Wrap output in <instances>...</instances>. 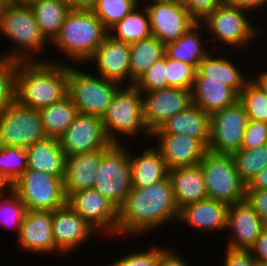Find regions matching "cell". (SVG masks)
<instances>
[{
	"label": "cell",
	"mask_w": 267,
	"mask_h": 266,
	"mask_svg": "<svg viewBox=\"0 0 267 266\" xmlns=\"http://www.w3.org/2000/svg\"><path fill=\"white\" fill-rule=\"evenodd\" d=\"M178 216L169 176L148 187H132L118 208L117 235L149 231Z\"/></svg>",
	"instance_id": "6da1fadb"
},
{
	"label": "cell",
	"mask_w": 267,
	"mask_h": 266,
	"mask_svg": "<svg viewBox=\"0 0 267 266\" xmlns=\"http://www.w3.org/2000/svg\"><path fill=\"white\" fill-rule=\"evenodd\" d=\"M68 65L47 62H19L16 101L39 111L67 96Z\"/></svg>",
	"instance_id": "7a4b0ae2"
},
{
	"label": "cell",
	"mask_w": 267,
	"mask_h": 266,
	"mask_svg": "<svg viewBox=\"0 0 267 266\" xmlns=\"http://www.w3.org/2000/svg\"><path fill=\"white\" fill-rule=\"evenodd\" d=\"M107 35L108 30L91 10H71L52 45L72 62L82 63L90 60Z\"/></svg>",
	"instance_id": "3957f363"
},
{
	"label": "cell",
	"mask_w": 267,
	"mask_h": 266,
	"mask_svg": "<svg viewBox=\"0 0 267 266\" xmlns=\"http://www.w3.org/2000/svg\"><path fill=\"white\" fill-rule=\"evenodd\" d=\"M0 31L8 39H12L20 46L11 50V53L0 56V59L20 62L36 61L29 54L41 52L42 47L44 48L45 43H47V40L40 32L30 7H18L8 4L0 12Z\"/></svg>",
	"instance_id": "277c9868"
},
{
	"label": "cell",
	"mask_w": 267,
	"mask_h": 266,
	"mask_svg": "<svg viewBox=\"0 0 267 266\" xmlns=\"http://www.w3.org/2000/svg\"><path fill=\"white\" fill-rule=\"evenodd\" d=\"M208 199L228 205L245 199L246 184L241 180L231 154L207 151L199 162Z\"/></svg>",
	"instance_id": "5b68a950"
},
{
	"label": "cell",
	"mask_w": 267,
	"mask_h": 266,
	"mask_svg": "<svg viewBox=\"0 0 267 266\" xmlns=\"http://www.w3.org/2000/svg\"><path fill=\"white\" fill-rule=\"evenodd\" d=\"M121 145L112 143L102 150L94 187L117 208L123 204L132 189L129 153Z\"/></svg>",
	"instance_id": "8992f818"
},
{
	"label": "cell",
	"mask_w": 267,
	"mask_h": 266,
	"mask_svg": "<svg viewBox=\"0 0 267 266\" xmlns=\"http://www.w3.org/2000/svg\"><path fill=\"white\" fill-rule=\"evenodd\" d=\"M101 120L112 143H120L115 136L117 132L135 137L142 129L144 134L151 135L143 121L142 94L133 85L116 91Z\"/></svg>",
	"instance_id": "52a82bcc"
},
{
	"label": "cell",
	"mask_w": 267,
	"mask_h": 266,
	"mask_svg": "<svg viewBox=\"0 0 267 266\" xmlns=\"http://www.w3.org/2000/svg\"><path fill=\"white\" fill-rule=\"evenodd\" d=\"M63 178L42 171L25 170L10 187L27 210L52 212L66 204Z\"/></svg>",
	"instance_id": "ba28073f"
},
{
	"label": "cell",
	"mask_w": 267,
	"mask_h": 266,
	"mask_svg": "<svg viewBox=\"0 0 267 266\" xmlns=\"http://www.w3.org/2000/svg\"><path fill=\"white\" fill-rule=\"evenodd\" d=\"M119 86L121 87L117 82L101 76L98 79L68 65L67 95L76 106L78 113L102 118Z\"/></svg>",
	"instance_id": "9c48e42d"
},
{
	"label": "cell",
	"mask_w": 267,
	"mask_h": 266,
	"mask_svg": "<svg viewBox=\"0 0 267 266\" xmlns=\"http://www.w3.org/2000/svg\"><path fill=\"white\" fill-rule=\"evenodd\" d=\"M46 137L39 111L15 101L0 114V146L26 149Z\"/></svg>",
	"instance_id": "30bf717a"
},
{
	"label": "cell",
	"mask_w": 267,
	"mask_h": 266,
	"mask_svg": "<svg viewBox=\"0 0 267 266\" xmlns=\"http://www.w3.org/2000/svg\"><path fill=\"white\" fill-rule=\"evenodd\" d=\"M247 122L248 116L239 100L234 105L211 114L208 151L232 154L239 150Z\"/></svg>",
	"instance_id": "8fae6325"
},
{
	"label": "cell",
	"mask_w": 267,
	"mask_h": 266,
	"mask_svg": "<svg viewBox=\"0 0 267 266\" xmlns=\"http://www.w3.org/2000/svg\"><path fill=\"white\" fill-rule=\"evenodd\" d=\"M151 34L164 45L176 41L197 21L184 7L182 0H154L146 6Z\"/></svg>",
	"instance_id": "7c38bea8"
},
{
	"label": "cell",
	"mask_w": 267,
	"mask_h": 266,
	"mask_svg": "<svg viewBox=\"0 0 267 266\" xmlns=\"http://www.w3.org/2000/svg\"><path fill=\"white\" fill-rule=\"evenodd\" d=\"M245 12L248 11L221 3L201 21V24L208 27L222 44L239 48V46L246 45L257 33Z\"/></svg>",
	"instance_id": "4fadbf2b"
},
{
	"label": "cell",
	"mask_w": 267,
	"mask_h": 266,
	"mask_svg": "<svg viewBox=\"0 0 267 266\" xmlns=\"http://www.w3.org/2000/svg\"><path fill=\"white\" fill-rule=\"evenodd\" d=\"M66 157L108 148V139L100 117L78 113L66 131L58 138Z\"/></svg>",
	"instance_id": "5bb4252c"
},
{
	"label": "cell",
	"mask_w": 267,
	"mask_h": 266,
	"mask_svg": "<svg viewBox=\"0 0 267 266\" xmlns=\"http://www.w3.org/2000/svg\"><path fill=\"white\" fill-rule=\"evenodd\" d=\"M141 94H146L142 96L143 121L151 134L168 119L192 104L189 89L169 87Z\"/></svg>",
	"instance_id": "9a60e30c"
},
{
	"label": "cell",
	"mask_w": 267,
	"mask_h": 266,
	"mask_svg": "<svg viewBox=\"0 0 267 266\" xmlns=\"http://www.w3.org/2000/svg\"><path fill=\"white\" fill-rule=\"evenodd\" d=\"M68 204L93 229L106 234L117 235L118 208L103 197L95 188L72 193L67 199Z\"/></svg>",
	"instance_id": "2e32d148"
},
{
	"label": "cell",
	"mask_w": 267,
	"mask_h": 266,
	"mask_svg": "<svg viewBox=\"0 0 267 266\" xmlns=\"http://www.w3.org/2000/svg\"><path fill=\"white\" fill-rule=\"evenodd\" d=\"M265 227L266 223L246 199L230 204L227 211L226 228L232 229L233 238H230L226 247L232 250L249 251Z\"/></svg>",
	"instance_id": "e0dca14e"
},
{
	"label": "cell",
	"mask_w": 267,
	"mask_h": 266,
	"mask_svg": "<svg viewBox=\"0 0 267 266\" xmlns=\"http://www.w3.org/2000/svg\"><path fill=\"white\" fill-rule=\"evenodd\" d=\"M93 229L68 204L52 211V232L59 253L77 248L90 237Z\"/></svg>",
	"instance_id": "ac0fdd59"
},
{
	"label": "cell",
	"mask_w": 267,
	"mask_h": 266,
	"mask_svg": "<svg viewBox=\"0 0 267 266\" xmlns=\"http://www.w3.org/2000/svg\"><path fill=\"white\" fill-rule=\"evenodd\" d=\"M96 61L99 76L123 84L130 81V44L113 39L109 34L96 48L89 61Z\"/></svg>",
	"instance_id": "d6986e66"
},
{
	"label": "cell",
	"mask_w": 267,
	"mask_h": 266,
	"mask_svg": "<svg viewBox=\"0 0 267 266\" xmlns=\"http://www.w3.org/2000/svg\"><path fill=\"white\" fill-rule=\"evenodd\" d=\"M159 139L157 149L170 169L199 164L207 147L199 140L181 134H151Z\"/></svg>",
	"instance_id": "ffe728a7"
},
{
	"label": "cell",
	"mask_w": 267,
	"mask_h": 266,
	"mask_svg": "<svg viewBox=\"0 0 267 266\" xmlns=\"http://www.w3.org/2000/svg\"><path fill=\"white\" fill-rule=\"evenodd\" d=\"M17 239L19 245L29 252L56 253L58 249L52 232V212L27 210Z\"/></svg>",
	"instance_id": "44dd1931"
},
{
	"label": "cell",
	"mask_w": 267,
	"mask_h": 266,
	"mask_svg": "<svg viewBox=\"0 0 267 266\" xmlns=\"http://www.w3.org/2000/svg\"><path fill=\"white\" fill-rule=\"evenodd\" d=\"M102 150L66 157L63 188L66 199L74 192L95 187Z\"/></svg>",
	"instance_id": "7402d4cb"
},
{
	"label": "cell",
	"mask_w": 267,
	"mask_h": 266,
	"mask_svg": "<svg viewBox=\"0 0 267 266\" xmlns=\"http://www.w3.org/2000/svg\"><path fill=\"white\" fill-rule=\"evenodd\" d=\"M152 134H181L199 139L206 147L210 141V114L191 104L177 113Z\"/></svg>",
	"instance_id": "603a6c76"
},
{
	"label": "cell",
	"mask_w": 267,
	"mask_h": 266,
	"mask_svg": "<svg viewBox=\"0 0 267 266\" xmlns=\"http://www.w3.org/2000/svg\"><path fill=\"white\" fill-rule=\"evenodd\" d=\"M228 204L204 199L185 205L179 209L178 221L188 223L198 230H220L227 227Z\"/></svg>",
	"instance_id": "cb8c5ba5"
},
{
	"label": "cell",
	"mask_w": 267,
	"mask_h": 266,
	"mask_svg": "<svg viewBox=\"0 0 267 266\" xmlns=\"http://www.w3.org/2000/svg\"><path fill=\"white\" fill-rule=\"evenodd\" d=\"M168 176L179 209L187 204L208 198L203 172L199 164L170 169Z\"/></svg>",
	"instance_id": "d4e9b609"
},
{
	"label": "cell",
	"mask_w": 267,
	"mask_h": 266,
	"mask_svg": "<svg viewBox=\"0 0 267 266\" xmlns=\"http://www.w3.org/2000/svg\"><path fill=\"white\" fill-rule=\"evenodd\" d=\"M191 95L192 104L210 115L239 100V95L232 88L208 78H195Z\"/></svg>",
	"instance_id": "484cf974"
},
{
	"label": "cell",
	"mask_w": 267,
	"mask_h": 266,
	"mask_svg": "<svg viewBox=\"0 0 267 266\" xmlns=\"http://www.w3.org/2000/svg\"><path fill=\"white\" fill-rule=\"evenodd\" d=\"M27 169L42 171L54 176H64L66 156L59 140L46 137L26 148Z\"/></svg>",
	"instance_id": "4316f807"
},
{
	"label": "cell",
	"mask_w": 267,
	"mask_h": 266,
	"mask_svg": "<svg viewBox=\"0 0 267 266\" xmlns=\"http://www.w3.org/2000/svg\"><path fill=\"white\" fill-rule=\"evenodd\" d=\"M131 164L132 187L144 188L153 185L169 175V168L161 152L152 147L144 150L141 155L129 153Z\"/></svg>",
	"instance_id": "83f0119b"
},
{
	"label": "cell",
	"mask_w": 267,
	"mask_h": 266,
	"mask_svg": "<svg viewBox=\"0 0 267 266\" xmlns=\"http://www.w3.org/2000/svg\"><path fill=\"white\" fill-rule=\"evenodd\" d=\"M195 78L221 81L224 85L232 88L238 95L248 82L232 61L228 58H213L211 54H208L199 63Z\"/></svg>",
	"instance_id": "f1b7e54d"
},
{
	"label": "cell",
	"mask_w": 267,
	"mask_h": 266,
	"mask_svg": "<svg viewBox=\"0 0 267 266\" xmlns=\"http://www.w3.org/2000/svg\"><path fill=\"white\" fill-rule=\"evenodd\" d=\"M201 22H197L186 33L180 36L176 41L165 44L164 55L168 59L182 61L193 65L196 69L199 63L209 54L201 45V36L198 28L202 27Z\"/></svg>",
	"instance_id": "f546056e"
},
{
	"label": "cell",
	"mask_w": 267,
	"mask_h": 266,
	"mask_svg": "<svg viewBox=\"0 0 267 266\" xmlns=\"http://www.w3.org/2000/svg\"><path fill=\"white\" fill-rule=\"evenodd\" d=\"M165 45L156 37L139 40L130 44V83H134L146 73L151 66L164 56Z\"/></svg>",
	"instance_id": "4dcf8cb0"
},
{
	"label": "cell",
	"mask_w": 267,
	"mask_h": 266,
	"mask_svg": "<svg viewBox=\"0 0 267 266\" xmlns=\"http://www.w3.org/2000/svg\"><path fill=\"white\" fill-rule=\"evenodd\" d=\"M30 8L41 34L52 43L71 11L70 6L58 0H40Z\"/></svg>",
	"instance_id": "1f68e13d"
},
{
	"label": "cell",
	"mask_w": 267,
	"mask_h": 266,
	"mask_svg": "<svg viewBox=\"0 0 267 266\" xmlns=\"http://www.w3.org/2000/svg\"><path fill=\"white\" fill-rule=\"evenodd\" d=\"M47 137L59 138L78 115V110L67 95L61 101L39 110Z\"/></svg>",
	"instance_id": "d6a6232c"
},
{
	"label": "cell",
	"mask_w": 267,
	"mask_h": 266,
	"mask_svg": "<svg viewBox=\"0 0 267 266\" xmlns=\"http://www.w3.org/2000/svg\"><path fill=\"white\" fill-rule=\"evenodd\" d=\"M137 8L138 6L108 30V34L113 39L131 44L152 36L146 7L144 6V14H141ZM112 31L117 34L114 35Z\"/></svg>",
	"instance_id": "836d02e7"
},
{
	"label": "cell",
	"mask_w": 267,
	"mask_h": 266,
	"mask_svg": "<svg viewBox=\"0 0 267 266\" xmlns=\"http://www.w3.org/2000/svg\"><path fill=\"white\" fill-rule=\"evenodd\" d=\"M241 180L249 182L267 166V144L254 149H239L231 154Z\"/></svg>",
	"instance_id": "e575fe53"
},
{
	"label": "cell",
	"mask_w": 267,
	"mask_h": 266,
	"mask_svg": "<svg viewBox=\"0 0 267 266\" xmlns=\"http://www.w3.org/2000/svg\"><path fill=\"white\" fill-rule=\"evenodd\" d=\"M27 169L24 148L0 146V178L10 186Z\"/></svg>",
	"instance_id": "d590c367"
},
{
	"label": "cell",
	"mask_w": 267,
	"mask_h": 266,
	"mask_svg": "<svg viewBox=\"0 0 267 266\" xmlns=\"http://www.w3.org/2000/svg\"><path fill=\"white\" fill-rule=\"evenodd\" d=\"M248 80L239 94V102L248 119L267 123V95L252 79Z\"/></svg>",
	"instance_id": "8d00e7d4"
},
{
	"label": "cell",
	"mask_w": 267,
	"mask_h": 266,
	"mask_svg": "<svg viewBox=\"0 0 267 266\" xmlns=\"http://www.w3.org/2000/svg\"><path fill=\"white\" fill-rule=\"evenodd\" d=\"M138 5L139 0H97L91 11L109 30Z\"/></svg>",
	"instance_id": "74e56055"
},
{
	"label": "cell",
	"mask_w": 267,
	"mask_h": 266,
	"mask_svg": "<svg viewBox=\"0 0 267 266\" xmlns=\"http://www.w3.org/2000/svg\"><path fill=\"white\" fill-rule=\"evenodd\" d=\"M19 62L0 59V114L16 101V75Z\"/></svg>",
	"instance_id": "f35d334b"
},
{
	"label": "cell",
	"mask_w": 267,
	"mask_h": 266,
	"mask_svg": "<svg viewBox=\"0 0 267 266\" xmlns=\"http://www.w3.org/2000/svg\"><path fill=\"white\" fill-rule=\"evenodd\" d=\"M165 67L169 87L192 89L197 70L193 65L165 56Z\"/></svg>",
	"instance_id": "ab89813d"
},
{
	"label": "cell",
	"mask_w": 267,
	"mask_h": 266,
	"mask_svg": "<svg viewBox=\"0 0 267 266\" xmlns=\"http://www.w3.org/2000/svg\"><path fill=\"white\" fill-rule=\"evenodd\" d=\"M6 191H9L10 197L6 198L4 195L5 193L3 192L0 194V203L1 201H4L2 205H0V213H4V220L0 219V222H3L4 225H14L13 228L17 229V237L20 232L21 224L24 220V217L26 215L27 209L20 197L16 194V192L9 186L6 188ZM4 196V198L2 197ZM3 199V200H2ZM1 213V214H2ZM3 216V215H2ZM2 223V224H3ZM11 228V227H10Z\"/></svg>",
	"instance_id": "60d3db41"
},
{
	"label": "cell",
	"mask_w": 267,
	"mask_h": 266,
	"mask_svg": "<svg viewBox=\"0 0 267 266\" xmlns=\"http://www.w3.org/2000/svg\"><path fill=\"white\" fill-rule=\"evenodd\" d=\"M165 55L157 60L151 68L135 83L134 87L141 93L169 88L166 79Z\"/></svg>",
	"instance_id": "b9f144b4"
},
{
	"label": "cell",
	"mask_w": 267,
	"mask_h": 266,
	"mask_svg": "<svg viewBox=\"0 0 267 266\" xmlns=\"http://www.w3.org/2000/svg\"><path fill=\"white\" fill-rule=\"evenodd\" d=\"M149 251H141L124 256L114 261L111 266H159L162 257V248L153 246Z\"/></svg>",
	"instance_id": "7bdbcfd3"
},
{
	"label": "cell",
	"mask_w": 267,
	"mask_h": 266,
	"mask_svg": "<svg viewBox=\"0 0 267 266\" xmlns=\"http://www.w3.org/2000/svg\"><path fill=\"white\" fill-rule=\"evenodd\" d=\"M265 144H267V123L248 119L240 148L254 149Z\"/></svg>",
	"instance_id": "ee69618b"
},
{
	"label": "cell",
	"mask_w": 267,
	"mask_h": 266,
	"mask_svg": "<svg viewBox=\"0 0 267 266\" xmlns=\"http://www.w3.org/2000/svg\"><path fill=\"white\" fill-rule=\"evenodd\" d=\"M182 3L190 15L200 22L220 5L222 0H182Z\"/></svg>",
	"instance_id": "f6af8a7d"
},
{
	"label": "cell",
	"mask_w": 267,
	"mask_h": 266,
	"mask_svg": "<svg viewBox=\"0 0 267 266\" xmlns=\"http://www.w3.org/2000/svg\"><path fill=\"white\" fill-rule=\"evenodd\" d=\"M245 199L259 217L267 224V189L246 190Z\"/></svg>",
	"instance_id": "bcb514c9"
},
{
	"label": "cell",
	"mask_w": 267,
	"mask_h": 266,
	"mask_svg": "<svg viewBox=\"0 0 267 266\" xmlns=\"http://www.w3.org/2000/svg\"><path fill=\"white\" fill-rule=\"evenodd\" d=\"M224 266H259L250 251L226 249Z\"/></svg>",
	"instance_id": "7dc6e473"
},
{
	"label": "cell",
	"mask_w": 267,
	"mask_h": 266,
	"mask_svg": "<svg viewBox=\"0 0 267 266\" xmlns=\"http://www.w3.org/2000/svg\"><path fill=\"white\" fill-rule=\"evenodd\" d=\"M249 251L258 265L267 264V226L262 230Z\"/></svg>",
	"instance_id": "c3c4849f"
},
{
	"label": "cell",
	"mask_w": 267,
	"mask_h": 266,
	"mask_svg": "<svg viewBox=\"0 0 267 266\" xmlns=\"http://www.w3.org/2000/svg\"><path fill=\"white\" fill-rule=\"evenodd\" d=\"M222 3L230 6H237L245 10L261 8L267 3V0H222Z\"/></svg>",
	"instance_id": "681fc988"
},
{
	"label": "cell",
	"mask_w": 267,
	"mask_h": 266,
	"mask_svg": "<svg viewBox=\"0 0 267 266\" xmlns=\"http://www.w3.org/2000/svg\"><path fill=\"white\" fill-rule=\"evenodd\" d=\"M176 253H171L162 247V257L159 266H187V263Z\"/></svg>",
	"instance_id": "f907efd6"
},
{
	"label": "cell",
	"mask_w": 267,
	"mask_h": 266,
	"mask_svg": "<svg viewBox=\"0 0 267 266\" xmlns=\"http://www.w3.org/2000/svg\"><path fill=\"white\" fill-rule=\"evenodd\" d=\"M267 189V166L259 172L246 186V190H266Z\"/></svg>",
	"instance_id": "816d5d0a"
},
{
	"label": "cell",
	"mask_w": 267,
	"mask_h": 266,
	"mask_svg": "<svg viewBox=\"0 0 267 266\" xmlns=\"http://www.w3.org/2000/svg\"><path fill=\"white\" fill-rule=\"evenodd\" d=\"M97 0H73L72 10H91Z\"/></svg>",
	"instance_id": "f5cc1de1"
},
{
	"label": "cell",
	"mask_w": 267,
	"mask_h": 266,
	"mask_svg": "<svg viewBox=\"0 0 267 266\" xmlns=\"http://www.w3.org/2000/svg\"><path fill=\"white\" fill-rule=\"evenodd\" d=\"M257 80H253L267 95V72L260 73L257 77Z\"/></svg>",
	"instance_id": "db71d44e"
},
{
	"label": "cell",
	"mask_w": 267,
	"mask_h": 266,
	"mask_svg": "<svg viewBox=\"0 0 267 266\" xmlns=\"http://www.w3.org/2000/svg\"><path fill=\"white\" fill-rule=\"evenodd\" d=\"M40 0H9V4L18 7H31L38 3Z\"/></svg>",
	"instance_id": "11a10c76"
},
{
	"label": "cell",
	"mask_w": 267,
	"mask_h": 266,
	"mask_svg": "<svg viewBox=\"0 0 267 266\" xmlns=\"http://www.w3.org/2000/svg\"><path fill=\"white\" fill-rule=\"evenodd\" d=\"M8 184L5 183L1 178H0V194H2L6 189L8 188Z\"/></svg>",
	"instance_id": "9f6ffc18"
},
{
	"label": "cell",
	"mask_w": 267,
	"mask_h": 266,
	"mask_svg": "<svg viewBox=\"0 0 267 266\" xmlns=\"http://www.w3.org/2000/svg\"><path fill=\"white\" fill-rule=\"evenodd\" d=\"M9 4V0H0V12Z\"/></svg>",
	"instance_id": "6f0895ef"
},
{
	"label": "cell",
	"mask_w": 267,
	"mask_h": 266,
	"mask_svg": "<svg viewBox=\"0 0 267 266\" xmlns=\"http://www.w3.org/2000/svg\"><path fill=\"white\" fill-rule=\"evenodd\" d=\"M58 1L63 2V3H66L67 5L70 6V8H71V10H72V1H73V0H58Z\"/></svg>",
	"instance_id": "680465c9"
}]
</instances>
